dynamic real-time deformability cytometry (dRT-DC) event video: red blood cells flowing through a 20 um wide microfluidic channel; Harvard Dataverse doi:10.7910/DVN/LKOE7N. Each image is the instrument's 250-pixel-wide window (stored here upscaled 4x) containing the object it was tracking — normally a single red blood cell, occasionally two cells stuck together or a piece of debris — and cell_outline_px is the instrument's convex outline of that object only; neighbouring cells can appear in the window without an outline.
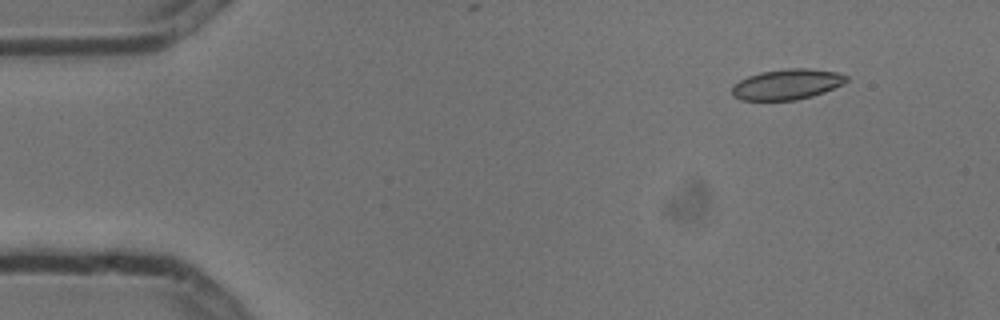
{"species": "common noctule bat (a hibernating species)", "species_latin": "Nyctalus noctula", "temperature_condition": "cold", "stored_images_in_passage": 6, "segment_of_instrument_passage": [1, 2], "camera_frame_rate_fps": 3000, "um_per_image_px": 0.085, "animal": {"sex": "male", "body_mass_g": 13.3}, "frame": {"image": 1, "passage_image": 2, "time_ms": 0.333, "image_size_px": [1000, 320], "cell_outline_px": [[848, 80], [824, 92], [812, 96], [796, 100], [740, 100], [732, 96], [732, 88], [740, 80], [748, 76], [760, 72], [784, 68], [808, 68], [836, 72], [848, 76]], "centroid_in_image_um": [66.87, 7.16], "position_along_channel_um": 18.1, "area_um2": 20.23}}